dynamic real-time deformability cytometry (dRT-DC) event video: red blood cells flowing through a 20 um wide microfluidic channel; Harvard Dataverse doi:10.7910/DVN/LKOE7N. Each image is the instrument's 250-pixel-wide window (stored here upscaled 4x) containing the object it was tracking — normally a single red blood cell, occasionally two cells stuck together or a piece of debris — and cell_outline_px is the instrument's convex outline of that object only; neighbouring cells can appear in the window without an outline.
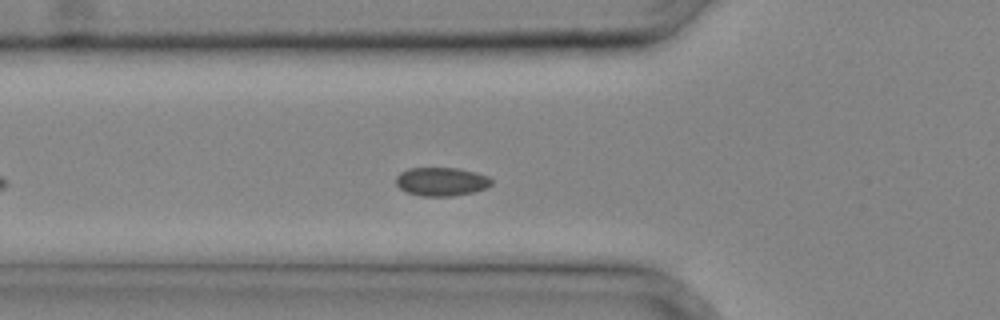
{"species": "common noctule bat (a hibernating species)", "species_latin": "Nyctalus noctula", "temperature_condition": "cold", "stored_images_in_passage": 30, "segment_of_instrument_passage": [1, 2], "camera_frame_rate_fps": 3000, "um_per_image_px": 0.085, "animal": {"sex": "male", "body_mass_g": 20.4}, "frame": {"image": 1, "passage_image": 7, "time_ms": 2.0, "image_size_px": [1000, 320], "cell_outline_px": [[492, 184], [484, 188], [472, 192], [452, 196], [420, 196], [408, 192], [400, 188], [396, 184], [396, 176], [400, 172], [408, 168], [456, 168], [476, 172], [488, 176], [492, 180]], "centroid_in_image_um": [37.5, 15.43], "position_along_channel_um": 88.3, "area_um2": 15.84}}
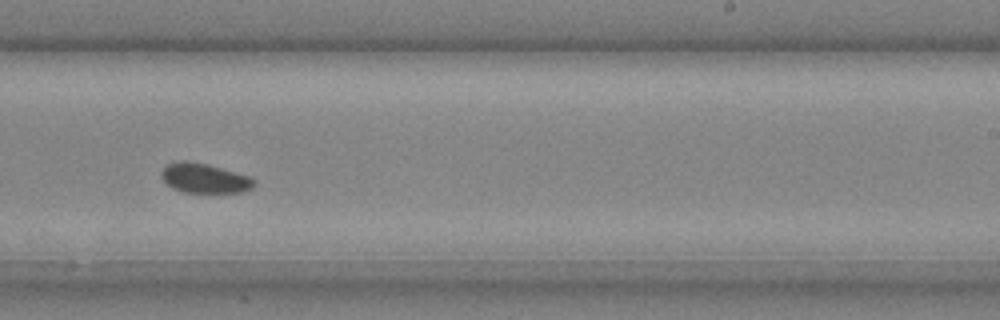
{"frame": {"image": 2, "passage_image": 17, "time_ms": 5.333, "image_size_px": [1000, 320], "cell_outline_px": [[256, 184], [252, 188], [240, 192], [184, 192], [172, 188], [160, 176], [160, 172], [168, 164], [176, 160], [184, 160], [208, 164], [248, 176], [256, 180]], "centroid_in_image_um": [17.36, 15.14], "position_along_channel_um": 271.6, "area_um2": 15.95}}
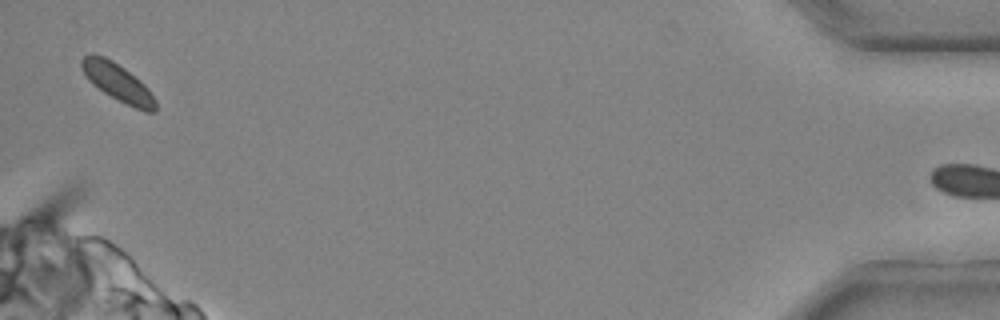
{"frame": {"image": 3, "passage_image": 29, "time_ms": 9.333, "image_size_px": [1000, 320], "cell_outline_px": [[156, 112], [144, 112], [104, 92], [92, 84], [88, 80], [80, 68], [80, 60], [84, 56], [92, 52], [104, 56], [112, 60], [124, 68], [140, 80], [148, 88], [156, 100]], "centroid_in_image_um": [9.98, 6.97], "position_along_channel_um": 425.2, "area_um2": 16.24}}